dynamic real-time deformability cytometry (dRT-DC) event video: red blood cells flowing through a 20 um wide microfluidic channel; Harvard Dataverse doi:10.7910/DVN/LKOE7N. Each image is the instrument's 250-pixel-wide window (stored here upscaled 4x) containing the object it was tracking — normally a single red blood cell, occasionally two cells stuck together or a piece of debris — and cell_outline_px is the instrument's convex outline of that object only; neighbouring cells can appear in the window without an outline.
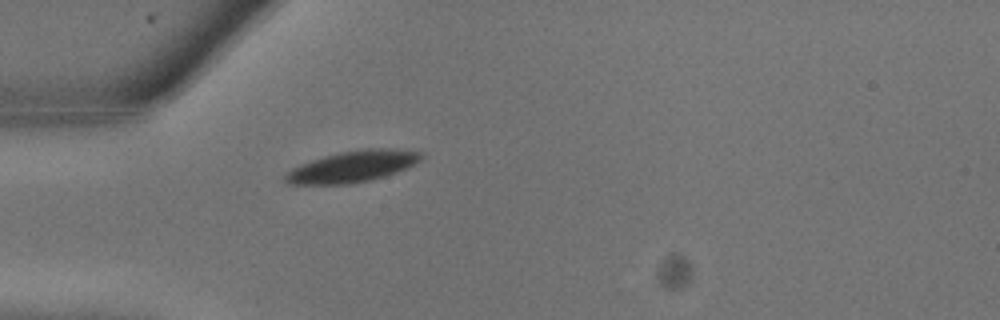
{"species": "common noctule bat (a hibernating species)", "species_latin": "Nyctalus noctula", "temperature_condition": "warm", "stored_images_in_passage": 6, "camera_frame_rate_fps": 3000, "um_per_image_px": 0.085, "animal": {"sex": "male", "body_mass_g": 13.3}, "frame": {"image": 1, "passage_image": 1, "time_ms": 0.0, "image_size_px": [1000, 320], "cell_outline_px": [[424, 160], [408, 168], [384, 176], [368, 180], [348, 184], [288, 184], [284, 180], [284, 176], [292, 168], [300, 164], [324, 156], [340, 152], [368, 148], [396, 148], [424, 152]], "centroid_in_image_um": [30.05, 14.13], "position_along_channel_um": 55.0, "area_um2": 24.97}}
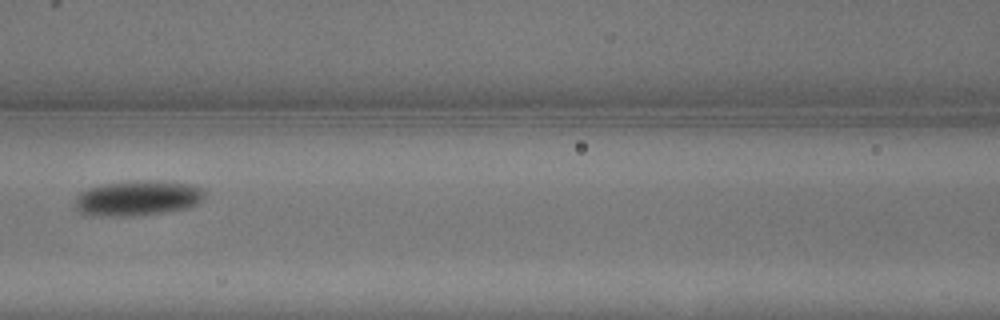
{"frame": {"image": 2, "passage_image": 5, "time_ms": 1.333, "image_size_px": [1000, 320], "cell_outline_px": [[204, 196], [196, 204], [188, 208], [164, 212], [132, 216], [88, 216], [80, 212], [76, 208], [76, 196], [80, 192], [88, 188], [104, 184], [136, 180], [164, 180], [188, 184], [204, 188]], "centroid_in_image_um": [11.69, 16.84], "position_along_channel_um": 154.9, "area_um2": 26.82}}